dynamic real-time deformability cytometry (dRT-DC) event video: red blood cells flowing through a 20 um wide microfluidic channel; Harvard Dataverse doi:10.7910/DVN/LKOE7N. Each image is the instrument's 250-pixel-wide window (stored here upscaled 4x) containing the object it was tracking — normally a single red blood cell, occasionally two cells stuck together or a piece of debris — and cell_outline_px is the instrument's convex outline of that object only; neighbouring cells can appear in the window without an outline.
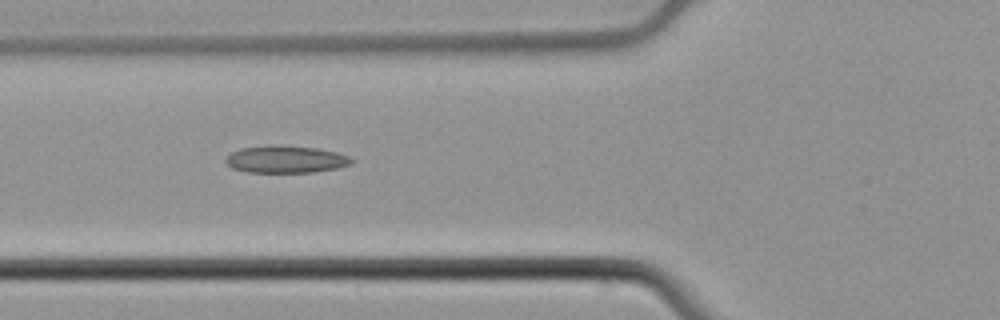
{"species": "common noctule bat (a hibernating species)", "species_latin": "Nyctalus noctula", "temperature_condition": "cold", "stored_images_in_passage": 7, "camera_frame_rate_fps": 3000, "um_per_image_px": 0.085, "animal": {"sex": "male", "body_mass_g": 21.5, "forearm_length_mm": 52.0}, "frame": {"image": 1, "passage_image": 5, "time_ms": 1.333, "image_size_px": [1000, 320], "cell_outline_px": [[352, 164], [336, 168], [312, 172], [248, 172], [232, 168], [224, 160], [232, 152], [240, 148], [272, 144], [276, 144], [316, 148], [336, 152], [348, 156], [352, 160]], "centroid_in_image_um": [24.26, 13.53], "position_along_channel_um": 101.5, "area_um2": 19.94}}
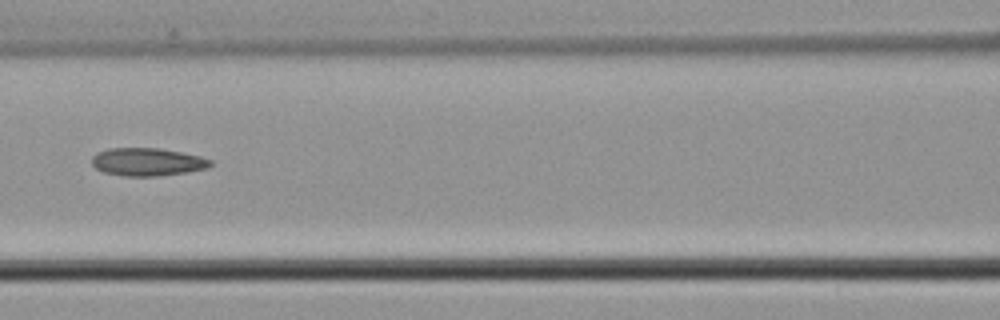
{"frame": {"image": 2, "passage_image": 6, "time_ms": 1.667, "image_size_px": [1000, 320], "cell_outline_px": [[212, 164], [208, 168], [188, 172], [156, 176], [124, 176], [104, 172], [96, 168], [92, 164], [92, 156], [96, 152], [108, 148], [160, 148], [200, 156], [212, 160]], "centroid_in_image_um": [12.52, 13.76], "position_along_channel_um": 154.1, "area_um2": 19.36}}
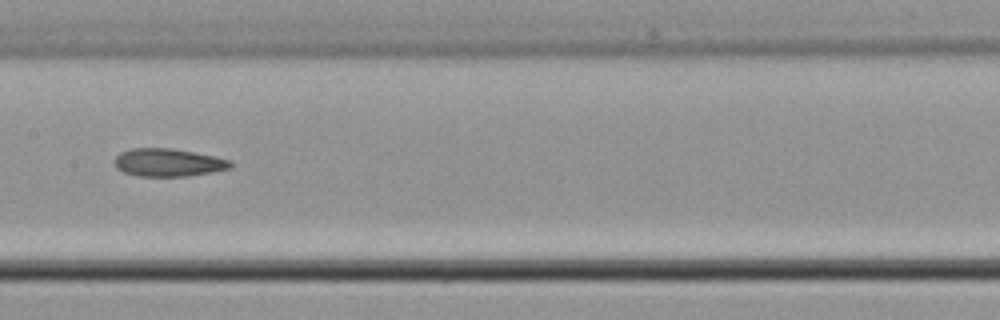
{"frame": {"image": 3, "passage_image": 7, "time_ms": 2.0, "image_size_px": [1000, 320], "cell_outline_px": [[232, 164], [228, 168], [212, 172], [188, 176], [136, 176], [124, 172], [116, 168], [116, 156], [120, 152], [132, 148], [172, 148], [216, 156], [232, 160]], "centroid_in_image_um": [14.31, 13.81], "position_along_channel_um": 193.1, "area_um2": 18.84}}